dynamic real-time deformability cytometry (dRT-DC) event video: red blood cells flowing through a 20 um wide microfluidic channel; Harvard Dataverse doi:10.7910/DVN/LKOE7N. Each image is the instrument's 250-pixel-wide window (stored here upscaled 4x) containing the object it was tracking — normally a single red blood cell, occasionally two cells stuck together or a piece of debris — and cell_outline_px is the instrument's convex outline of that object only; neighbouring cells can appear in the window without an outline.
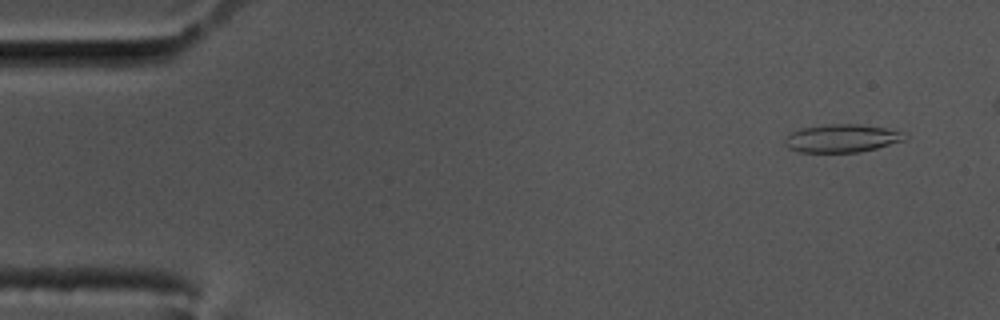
{"species": "common noctule bat (a hibernating species)", "species_latin": "Nyctalus noctula", "temperature_condition": "cold", "stored_images_in_passage": 53, "camera_frame_rate_fps": 3000, "um_per_image_px": 0.085, "animal": {"sex": "male", "body_mass_g": 17.5, "forearm_length_mm": 52.3}, "frame": {"image": 1, "passage_image": 4, "time_ms": 1.0, "image_size_px": [1000, 320], "cell_outline_px": [[908, 136], [904, 140], [876, 148], [860, 152], [800, 152], [788, 148], [784, 144], [784, 136], [800, 128], [820, 124], [860, 124], [888, 128], [908, 132]], "centroid_in_image_um": [71.56, 11.74], "position_along_channel_um": 13.4, "area_um2": 20.0}}
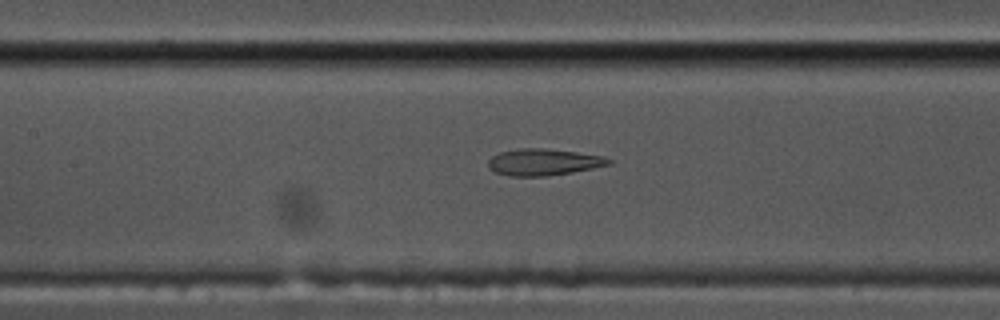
{"frame": {"image": 2, "passage_image": 26, "time_ms": 8.333, "image_size_px": [1000, 320], "cell_outline_px": [[612, 164], [572, 172], [544, 176], [508, 176], [496, 172], [488, 168], [488, 160], [492, 156], [500, 152], [520, 148], [544, 148], [576, 152], [604, 156], [612, 160]], "centroid_in_image_um": [46.19, 13.77], "position_along_channel_um": 161.2, "area_um2": 18.67}}
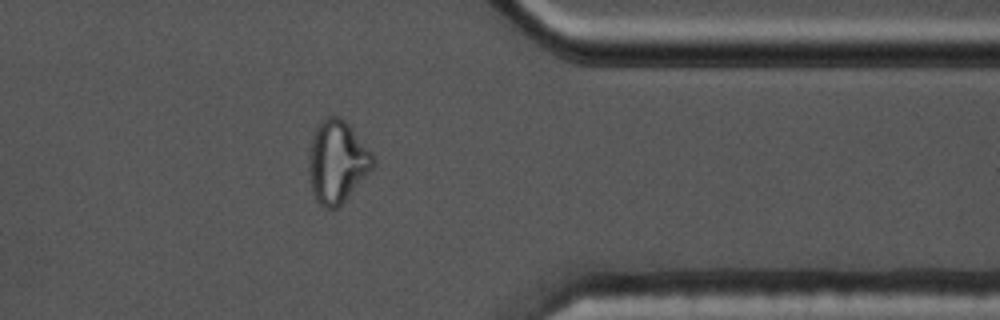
{"frame": {"image": 3, "passage_image": 46, "time_ms": 15.0, "image_size_px": [1000, 320], "cell_outline_px": [[376, 164], [344, 200], [336, 208], [324, 208], [316, 200], [312, 188], [308, 168], [308, 156], [312, 136], [320, 120], [328, 116], [340, 116], [348, 124], [372, 152], [376, 160]], "centroid_in_image_um": [28.65, 13.71], "position_along_channel_um": 382.8, "area_um2": 30.58}}